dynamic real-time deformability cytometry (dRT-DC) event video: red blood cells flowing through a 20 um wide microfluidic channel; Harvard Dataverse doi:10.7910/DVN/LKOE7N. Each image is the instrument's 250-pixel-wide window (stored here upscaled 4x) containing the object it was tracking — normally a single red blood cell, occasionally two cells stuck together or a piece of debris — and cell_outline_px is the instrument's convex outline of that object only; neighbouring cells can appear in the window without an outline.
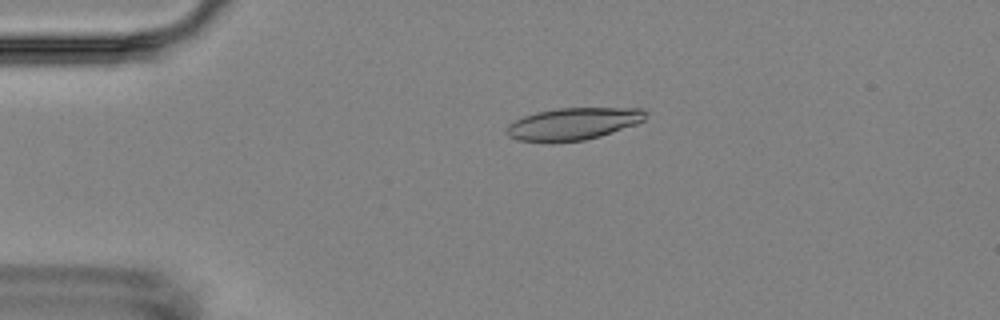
{"species": "Egyptian fruit bat (a non-hibernating species)", "species_latin": "Rousettus aegyptiacus", "temperature_condition": "room temperature", "stored_images_in_passage": 2, "camera_frame_rate_fps": 3000, "um_per_image_px": 0.085, "animal": {"sex": "female"}, "frame": {"image": 1, "passage_image": 1, "time_ms": 0.0, "image_size_px": [1000, 320], "cell_outline_px": [[648, 112], [644, 120], [636, 124], [600, 136], [584, 140], [552, 144], [516, 140], [508, 136], [504, 132], [504, 128], [508, 124], [524, 116], [536, 112], [556, 108], [644, 108]], "centroid_in_image_um": [48.66, 10.55], "position_along_channel_um": 36.3, "area_um2": 26.65}}